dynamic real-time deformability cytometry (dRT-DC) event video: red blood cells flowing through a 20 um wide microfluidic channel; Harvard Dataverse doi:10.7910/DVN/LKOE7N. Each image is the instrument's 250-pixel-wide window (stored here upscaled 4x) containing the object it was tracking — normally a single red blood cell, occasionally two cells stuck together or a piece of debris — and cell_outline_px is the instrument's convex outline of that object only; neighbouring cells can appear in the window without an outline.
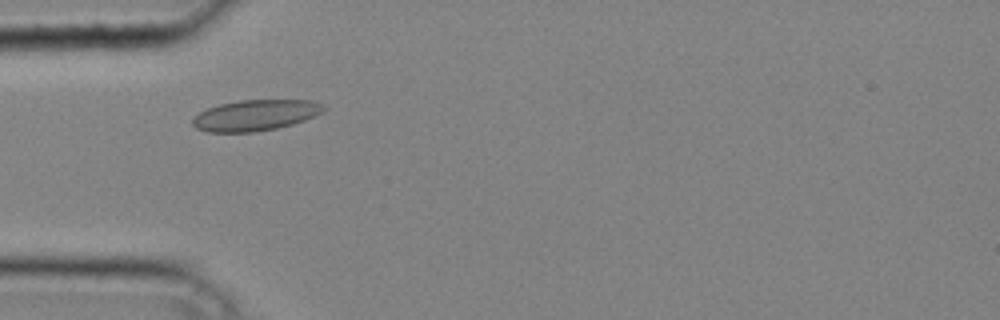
{"species": "common noctule bat (a hibernating species)", "species_latin": "Nyctalus noctula", "temperature_condition": "cold", "stored_images_in_passage": 27, "camera_frame_rate_fps": 3000, "um_per_image_px": 0.085, "animal": {"sex": "male", "body_mass_g": 20.4}, "frame": {"image": 1, "passage_image": 4, "time_ms": 1.0, "image_size_px": [1000, 320], "cell_outline_px": [[328, 108], [304, 120], [292, 124], [276, 128], [256, 132], [208, 132], [196, 128], [192, 124], [192, 120], [200, 112], [208, 108], [220, 104], [240, 100], [308, 100], [324, 104]], "centroid_in_image_um": [21.7, 9.79], "position_along_channel_um": 63.3, "area_um2": 23.41}}
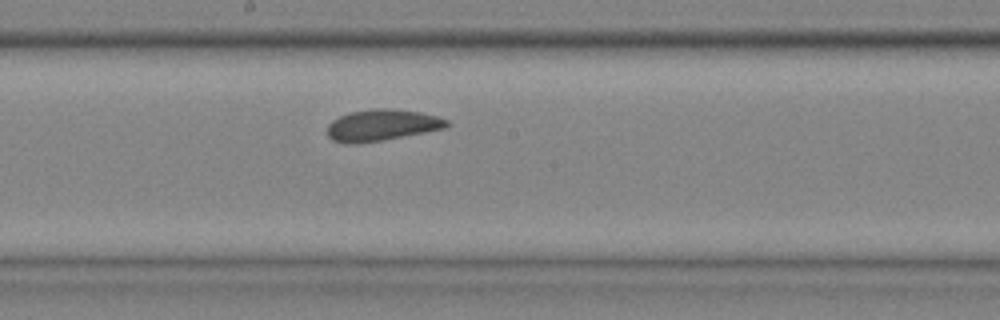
{"frame": {"image": 2, "passage_image": 14, "time_ms": 4.333, "image_size_px": [1000, 320], "cell_outline_px": [[452, 124], [444, 128], [424, 132], [380, 140], [356, 144], [344, 144], [332, 140], [328, 136], [328, 124], [332, 120], [340, 116], [352, 112], [376, 108], [388, 108], [420, 112], [436, 116], [448, 120]], "centroid_in_image_um": [32.44, 10.64], "position_along_channel_um": 215.8, "area_um2": 21.68}}
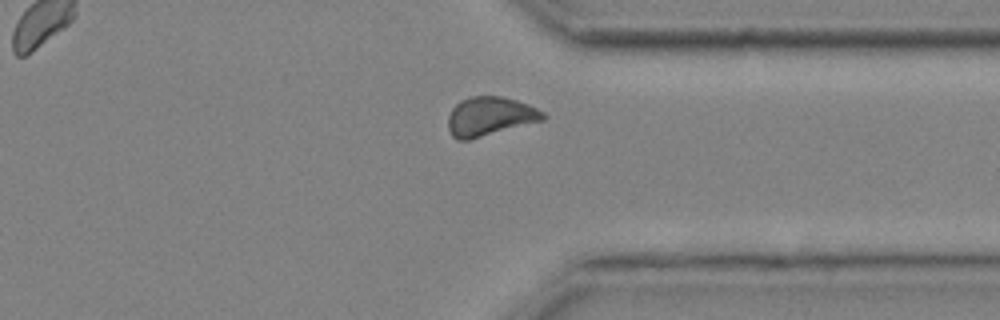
{"frame": {"image": 3, "passage_image": 24, "time_ms": 7.667, "image_size_px": [1000, 320], "cell_outline_px": [[548, 116], [544, 120], [468, 140], [456, 140], [452, 136], [448, 128], [448, 116], [452, 108], [460, 100], [472, 96], [500, 96], [516, 100], [528, 104], [544, 112]], "centroid_in_image_um": [41.63, 9.89], "position_along_channel_um": 369.8, "area_um2": 21.62}}